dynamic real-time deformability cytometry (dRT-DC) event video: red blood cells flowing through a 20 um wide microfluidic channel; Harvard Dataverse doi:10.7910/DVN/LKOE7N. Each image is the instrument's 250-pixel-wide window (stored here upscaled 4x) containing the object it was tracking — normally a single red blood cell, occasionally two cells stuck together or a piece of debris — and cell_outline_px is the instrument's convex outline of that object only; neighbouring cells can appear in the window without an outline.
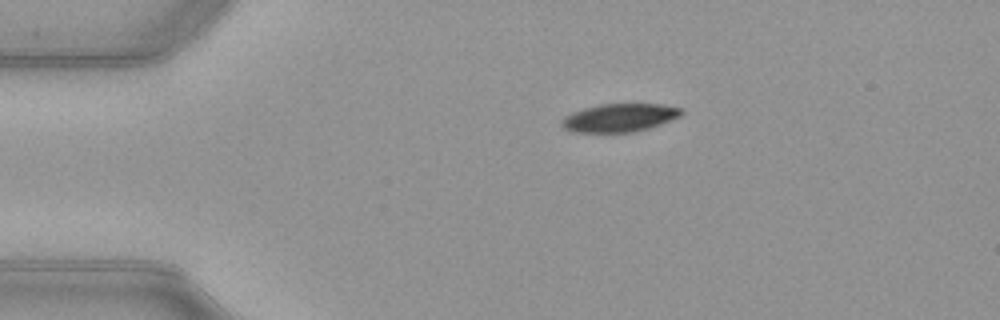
{"species": "common noctule bat (a hibernating species)", "species_latin": "Nyctalus noctula", "temperature_condition": "warm", "stored_images_in_passage": 42, "camera_frame_rate_fps": 3000, "um_per_image_px": 0.085, "animal": {"sex": "female", "body_mass_g": 21.9}, "frame": {"image": 1, "passage_image": 1, "time_ms": 0.0, "image_size_px": [1000, 320], "cell_outline_px": [[684, 112], [680, 116], [660, 124], [636, 132], [572, 132], [564, 128], [560, 124], [560, 120], [572, 112], [584, 108], [600, 104], [660, 104], [680, 108]], "centroid_in_image_um": [52.63, 10.01], "position_along_channel_um": 32.4, "area_um2": 19.59}}
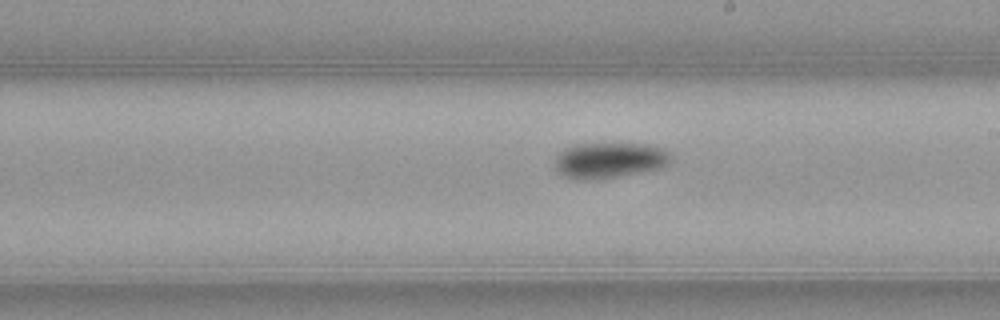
{"frame": {"image": 2, "passage_image": 20, "time_ms": 6.333, "image_size_px": [1000, 320], "cell_outline_px": [[672, 160], [668, 164], [660, 168], [600, 180], [580, 180], [564, 176], [556, 172], [556, 156], [564, 148], [576, 144], [644, 144], [664, 148], [672, 156]], "centroid_in_image_um": [51.8, 13.63], "position_along_channel_um": 237.2, "area_um2": 24.28}}
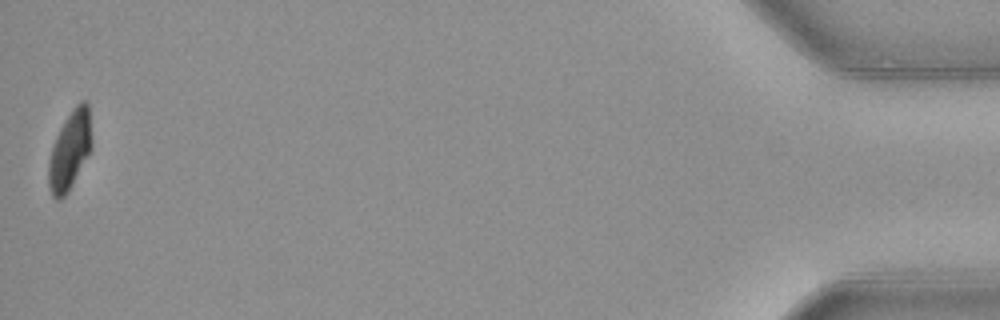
{"frame": {"image": 3, "passage_image": 42, "time_ms": 13.667, "image_size_px": [1000, 320], "cell_outline_px": [[92, 144], [68, 192], [60, 200], [56, 200], [52, 196], [48, 184], [48, 164], [52, 148], [56, 136], [60, 128], [72, 108], [80, 100], [88, 100]], "centroid_in_image_um": [5.92, 12.75], "position_along_channel_um": 429.3, "area_um2": 19.48}, "authors_computed_cell_mechanics": {"area_um2": 22.8021, "velocity_mm_per_s": 3.9878, "shape_relaxation_time_tau1_ms": 2.1264, "shape_relaxation_time_tau2_ms": 4.3833, "deformation_change_tau1": 0.1266, "deformation_change_tau2": 0.0695}}